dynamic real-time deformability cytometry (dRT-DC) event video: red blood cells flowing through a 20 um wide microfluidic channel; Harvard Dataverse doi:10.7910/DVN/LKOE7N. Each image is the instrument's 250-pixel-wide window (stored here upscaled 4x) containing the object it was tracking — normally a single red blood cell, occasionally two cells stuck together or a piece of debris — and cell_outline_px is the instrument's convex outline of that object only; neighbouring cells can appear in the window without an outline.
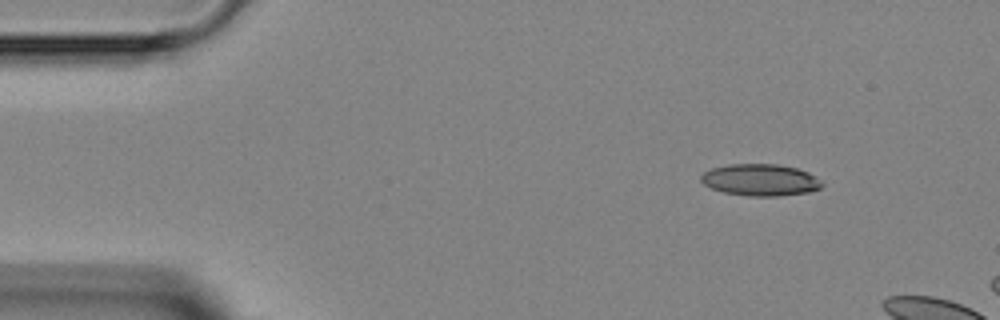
{"species": "Egyptian fruit bat (a non-hibernating species)", "species_latin": "Rousettus aegyptiacus", "temperature_condition": "room temperature", "stored_images_in_passage": 7, "camera_frame_rate_fps": 3000, "um_per_image_px": 0.085, "animal": {"sex": "female"}, "frame": {"image": 1, "passage_image": 2, "time_ms": 0.333, "image_size_px": [1000, 320], "cell_outline_px": [[824, 184], [820, 188], [812, 192], [780, 196], [748, 196], [724, 192], [712, 188], [704, 184], [700, 180], [700, 176], [704, 172], [712, 168], [728, 164], [776, 164], [796, 168], [808, 172], [820, 180]], "centroid_in_image_um": [64.64, 15.3], "position_along_channel_um": 20.4, "area_um2": 22.48}}